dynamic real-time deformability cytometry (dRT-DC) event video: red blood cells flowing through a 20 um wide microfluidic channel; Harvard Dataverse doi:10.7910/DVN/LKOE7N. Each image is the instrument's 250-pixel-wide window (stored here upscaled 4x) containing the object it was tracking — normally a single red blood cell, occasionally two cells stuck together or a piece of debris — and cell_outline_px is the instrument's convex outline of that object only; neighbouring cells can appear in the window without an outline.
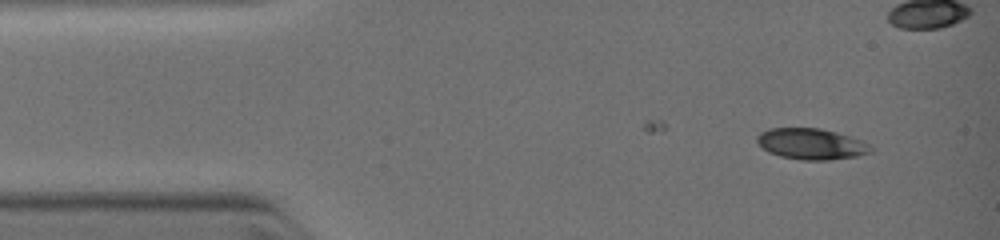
{"species": "common noctule bat (a hibernating species)", "species_latin": "Nyctalus noctula", "temperature_condition": "warm", "stored_images_in_passage": 3, "camera_frame_rate_fps": 3000, "um_per_image_px": 0.085, "animal": {"sex": "female", "body_mass_g": 19.0, "forearm_length_mm": 51.5}, "frame": {"image": 1, "passage_image": 3, "time_ms": 1.667, "image_size_px": [1000, 240], "cell_outline_px": [[872, 152], [856, 156], [832, 160], [800, 160], [780, 156], [768, 152], [756, 140], [756, 136], [760, 132], [772, 128], [816, 128], [832, 132], [860, 140], [868, 144], [872, 148]], "centroid_in_image_um": [68.92, 12.25], "position_along_channel_um": 16.1, "area_um2": 20.23}}